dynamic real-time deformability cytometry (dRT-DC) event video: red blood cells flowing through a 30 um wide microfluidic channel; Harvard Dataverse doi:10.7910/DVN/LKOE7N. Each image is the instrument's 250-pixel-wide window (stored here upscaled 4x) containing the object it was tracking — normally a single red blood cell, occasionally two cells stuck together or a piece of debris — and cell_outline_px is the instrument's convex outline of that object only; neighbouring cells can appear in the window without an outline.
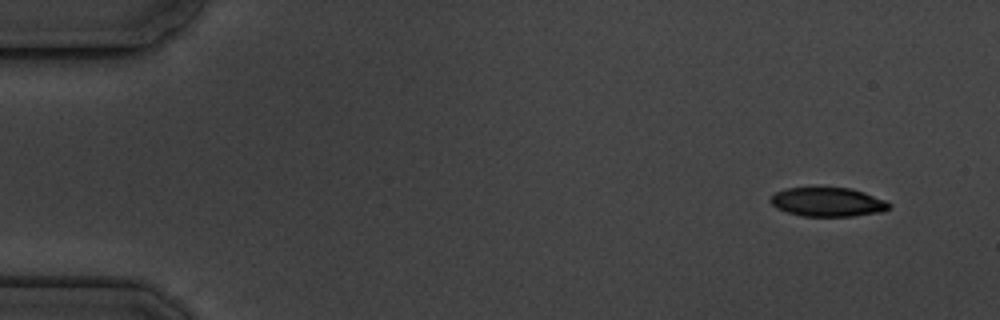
{"species": "common noctule bat (a hibernating species)", "species_latin": "Nyctalus noctula", "temperature_condition": "cold", "stored_images_in_passage": 6, "camera_frame_rate_fps": 3000, "um_per_image_px": 0.085, "animal": {"sex": "male", "body_mass_g": 19.5, "forearm_length_mm": 54.6}, "frame": {"image": 1, "passage_image": 1, "time_ms": 0.0, "image_size_px": [1000, 320], "cell_outline_px": [[892, 208], [884, 212], [852, 216], [804, 216], [788, 212], [776, 208], [768, 200], [776, 192], [784, 188], [852, 188], [864, 192], [884, 200], [892, 204]], "centroid_in_image_um": [70.39, 17.18], "position_along_channel_um": 14.6, "area_um2": 20.11}}
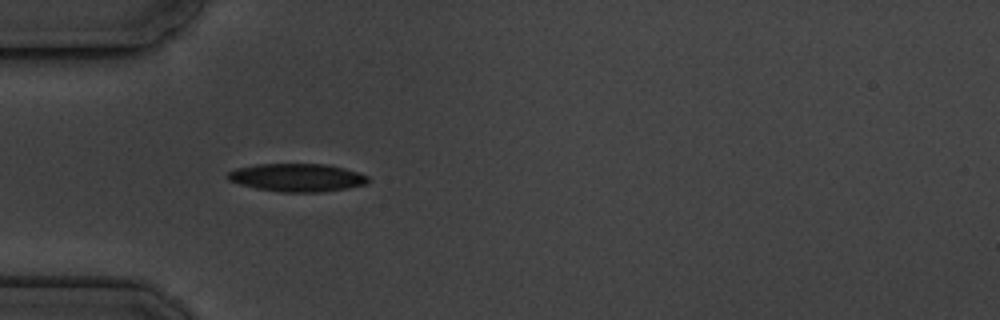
{"frame": {"image": 2, "passage_image": 4, "time_ms": 4.333, "image_size_px": [1000, 320], "cell_outline_px": [[368, 180], [364, 184], [348, 188], [320, 192], [280, 192], [256, 188], [240, 184], [228, 180], [224, 176], [228, 172], [236, 168], [256, 164], [324, 164], [344, 168], [368, 176]], "centroid_in_image_um": [25.19, 15.09], "position_along_channel_um": 59.8, "area_um2": 22.83}}